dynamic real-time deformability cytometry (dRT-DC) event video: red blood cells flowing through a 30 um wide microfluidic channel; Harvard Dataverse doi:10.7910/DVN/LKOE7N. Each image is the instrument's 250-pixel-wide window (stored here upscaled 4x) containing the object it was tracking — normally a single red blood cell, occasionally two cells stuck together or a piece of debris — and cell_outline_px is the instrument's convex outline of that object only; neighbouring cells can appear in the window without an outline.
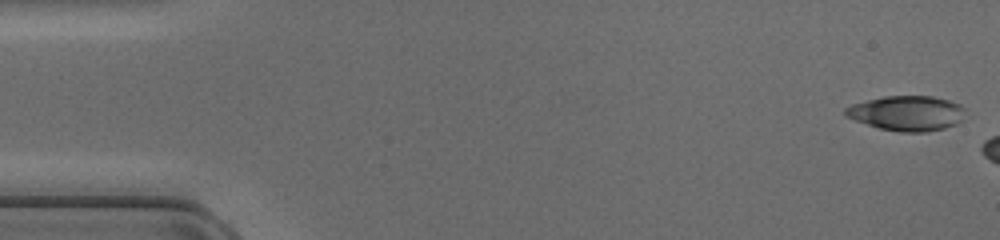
{"species": "common noctule bat (a hibernating species)", "species_latin": "Nyctalus noctula", "temperature_condition": "cold", "stored_images_in_passage": 10, "camera_frame_rate_fps": 3000, "um_per_image_px": 0.085, "animal": {"sex": "female", "body_mass_g": 17.0, "forearm_length_mm": 48.0}, "frame": {"image": 1, "passage_image": 1, "time_ms": 0.0, "image_size_px": [1000, 240], "cell_outline_px": [[964, 108], [960, 120], [956, 124], [944, 128], [924, 132], [904, 132], [880, 128], [856, 120], [848, 116], [844, 112], [844, 108], [852, 104], [884, 96], [932, 96], [948, 100], [960, 104]], "centroid_in_image_um": [77.09, 9.61], "position_along_channel_um": 7.9, "area_um2": 23.99}}